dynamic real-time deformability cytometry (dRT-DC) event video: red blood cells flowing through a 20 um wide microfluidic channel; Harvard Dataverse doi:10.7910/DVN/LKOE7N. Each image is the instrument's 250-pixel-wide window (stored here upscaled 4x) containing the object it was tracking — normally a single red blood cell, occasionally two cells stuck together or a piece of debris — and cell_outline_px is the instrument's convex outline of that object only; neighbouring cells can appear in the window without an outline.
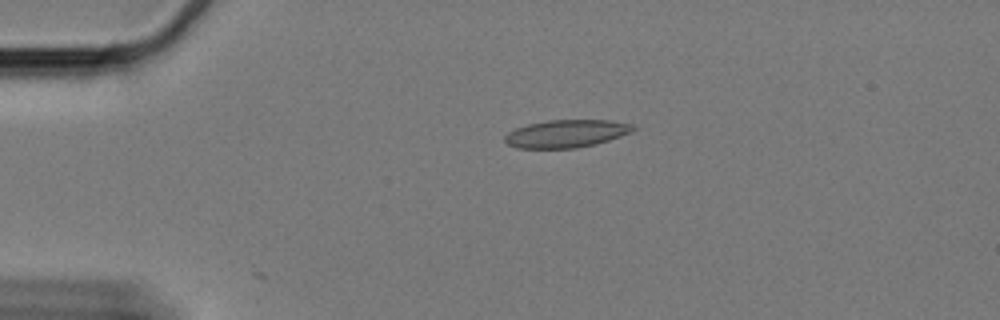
{"species": "Egyptian fruit bat (a non-hibernating species)", "species_latin": "Rousettus aegyptiacus", "temperature_condition": "cold", "stored_images_in_passage": 2, "camera_frame_rate_fps": 3000, "um_per_image_px": 0.085, "animal": {"sex": "female"}, "frame": {"image": 1, "passage_image": 1, "time_ms": 0.0, "image_size_px": [1000, 320], "cell_outline_px": [[640, 128], [632, 132], [596, 144], [576, 148], [516, 148], [508, 144], [504, 140], [504, 136], [508, 132], [516, 128], [528, 124], [548, 120], [608, 120], [632, 124]], "centroid_in_image_um": [48.16, 11.36], "position_along_channel_um": 36.8, "area_um2": 20.81}}